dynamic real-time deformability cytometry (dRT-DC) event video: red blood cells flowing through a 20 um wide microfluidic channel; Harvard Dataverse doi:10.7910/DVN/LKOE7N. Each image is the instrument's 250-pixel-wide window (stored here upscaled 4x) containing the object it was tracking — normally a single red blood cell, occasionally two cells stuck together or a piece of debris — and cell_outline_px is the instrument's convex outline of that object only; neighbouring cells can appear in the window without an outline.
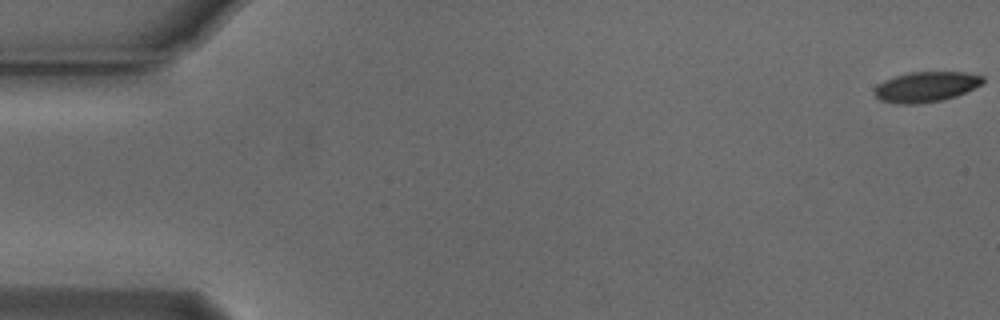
{"species": "Egyptian fruit bat (a non-hibernating species)", "species_latin": "Rousettus aegyptiacus", "temperature_condition": "cold", "stored_images_in_passage": 55, "camera_frame_rate_fps": 3000, "um_per_image_px": 0.085, "animal": {"sex": "male"}, "frame": {"image": 1, "passage_image": 1, "time_ms": 0.0, "image_size_px": [1000, 320], "cell_outline_px": [[984, 84], [956, 96], [940, 100], [916, 104], [900, 104], [880, 100], [876, 96], [876, 88], [884, 80], [908, 72], [964, 72], [984, 76]], "centroid_in_image_um": [78.77, 7.37], "position_along_channel_um": 6.2, "area_um2": 18.96}}
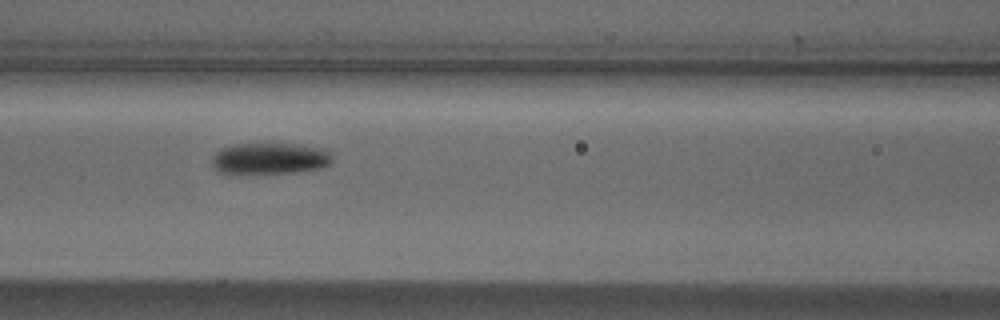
{"frame": {"image": 2, "passage_image": 24, "time_ms": 7.667, "image_size_px": [1000, 320], "cell_outline_px": [[332, 160], [328, 164], [320, 168], [296, 172], [220, 172], [212, 164], [212, 156], [220, 148], [232, 144], [296, 144], [328, 148], [332, 156]], "centroid_in_image_um": [22.98, 13.44], "position_along_channel_um": 143.6, "area_um2": 21.73}}
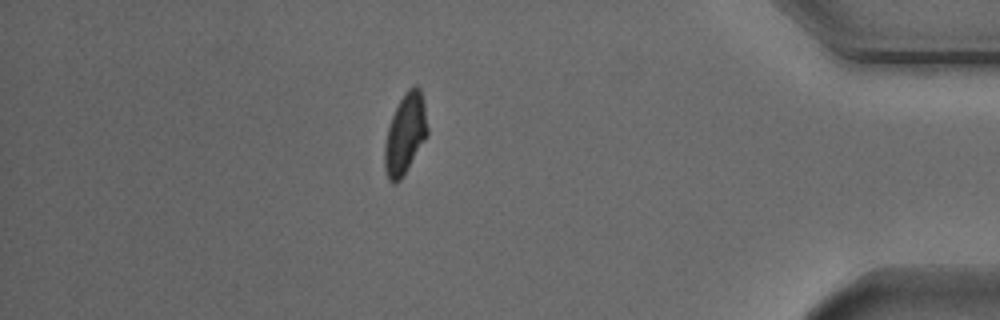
{"frame": {"image": 3, "passage_image": 48, "time_ms": 15.667, "image_size_px": [1000, 320], "cell_outline_px": [[428, 136], [400, 180], [396, 184], [392, 184], [388, 180], [384, 168], [384, 144], [388, 128], [392, 116], [404, 92], [408, 88], [416, 84], [420, 88], [424, 104], [428, 128]], "centroid_in_image_um": [34.44, 11.4], "position_along_channel_um": 400.8, "area_um2": 20.17}, "authors_computed_cell_mechanics": {"area_um2": 20.519, "velocity_mm_per_s": 3.7511, "shape_relaxation_time_tau1_ms": 2.9846, "shape_relaxation_time_tau2_ms": 9.7054, "deformation_change_tau1": 0.1148, "deformation_change_tau2": 0.1248}}